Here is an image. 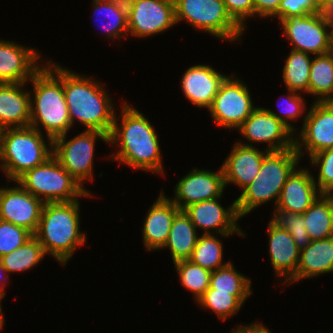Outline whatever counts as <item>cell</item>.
Listing matches in <instances>:
<instances>
[{"mask_svg":"<svg viewBox=\"0 0 333 333\" xmlns=\"http://www.w3.org/2000/svg\"><path fill=\"white\" fill-rule=\"evenodd\" d=\"M122 104L121 123L119 125L115 114L108 136V143L120 146L111 157L130 167L162 174L160 145L154 127L137 109L124 101Z\"/></svg>","mask_w":333,"mask_h":333,"instance_id":"6da1fadb","label":"cell"},{"mask_svg":"<svg viewBox=\"0 0 333 333\" xmlns=\"http://www.w3.org/2000/svg\"><path fill=\"white\" fill-rule=\"evenodd\" d=\"M30 81L34 91V98H30V126L41 132L37 126L40 123L46 130L49 147L52 148V140L67 134L72 127L63 91L62 67L50 60L42 65Z\"/></svg>","mask_w":333,"mask_h":333,"instance_id":"7a4b0ae2","label":"cell"},{"mask_svg":"<svg viewBox=\"0 0 333 333\" xmlns=\"http://www.w3.org/2000/svg\"><path fill=\"white\" fill-rule=\"evenodd\" d=\"M62 85L71 125L78 119L86 130L101 131L109 136L116 112L98 80L62 68Z\"/></svg>","mask_w":333,"mask_h":333,"instance_id":"3957f363","label":"cell"},{"mask_svg":"<svg viewBox=\"0 0 333 333\" xmlns=\"http://www.w3.org/2000/svg\"><path fill=\"white\" fill-rule=\"evenodd\" d=\"M73 202L44 203L39 225L34 237L46 254L52 255L63 265L71 258L74 250L86 241L80 232V206Z\"/></svg>","mask_w":333,"mask_h":333,"instance_id":"277c9868","label":"cell"},{"mask_svg":"<svg viewBox=\"0 0 333 333\" xmlns=\"http://www.w3.org/2000/svg\"><path fill=\"white\" fill-rule=\"evenodd\" d=\"M299 159L295 147L269 152L262 161L258 175L235 200L240 218L271 199H275L277 205L283 186Z\"/></svg>","mask_w":333,"mask_h":333,"instance_id":"5b68a950","label":"cell"},{"mask_svg":"<svg viewBox=\"0 0 333 333\" xmlns=\"http://www.w3.org/2000/svg\"><path fill=\"white\" fill-rule=\"evenodd\" d=\"M53 154L42 132L33 128L16 127L3 129L0 168L7 174V182L16 181L21 175L44 163Z\"/></svg>","mask_w":333,"mask_h":333,"instance_id":"8992f818","label":"cell"},{"mask_svg":"<svg viewBox=\"0 0 333 333\" xmlns=\"http://www.w3.org/2000/svg\"><path fill=\"white\" fill-rule=\"evenodd\" d=\"M15 183L44 203L73 202L79 197L92 196L53 155L44 163L25 172Z\"/></svg>","mask_w":333,"mask_h":333,"instance_id":"52a82bcc","label":"cell"},{"mask_svg":"<svg viewBox=\"0 0 333 333\" xmlns=\"http://www.w3.org/2000/svg\"><path fill=\"white\" fill-rule=\"evenodd\" d=\"M176 23L188 21L196 29L231 42L243 29L228 14L223 0H174Z\"/></svg>","mask_w":333,"mask_h":333,"instance_id":"ba28073f","label":"cell"},{"mask_svg":"<svg viewBox=\"0 0 333 333\" xmlns=\"http://www.w3.org/2000/svg\"><path fill=\"white\" fill-rule=\"evenodd\" d=\"M66 136L64 134L52 140V155L84 187L85 180L93 179L95 140L99 137L108 143V135L97 130H86L68 141Z\"/></svg>","mask_w":333,"mask_h":333,"instance_id":"9c48e42d","label":"cell"},{"mask_svg":"<svg viewBox=\"0 0 333 333\" xmlns=\"http://www.w3.org/2000/svg\"><path fill=\"white\" fill-rule=\"evenodd\" d=\"M283 35L293 44V50L321 55L330 52L332 26L321 13L289 16L279 20Z\"/></svg>","mask_w":333,"mask_h":333,"instance_id":"30bf717a","label":"cell"},{"mask_svg":"<svg viewBox=\"0 0 333 333\" xmlns=\"http://www.w3.org/2000/svg\"><path fill=\"white\" fill-rule=\"evenodd\" d=\"M231 77H226L222 82L209 112L213 121L223 128L238 129L256 106L252 104L247 86L238 78Z\"/></svg>","mask_w":333,"mask_h":333,"instance_id":"8fae6325","label":"cell"},{"mask_svg":"<svg viewBox=\"0 0 333 333\" xmlns=\"http://www.w3.org/2000/svg\"><path fill=\"white\" fill-rule=\"evenodd\" d=\"M126 4L133 36H153L176 24L174 0H126Z\"/></svg>","mask_w":333,"mask_h":333,"instance_id":"7c38bea8","label":"cell"},{"mask_svg":"<svg viewBox=\"0 0 333 333\" xmlns=\"http://www.w3.org/2000/svg\"><path fill=\"white\" fill-rule=\"evenodd\" d=\"M312 104L304 117L299 137L294 139V147L300 157L304 147L309 156L333 147V101Z\"/></svg>","mask_w":333,"mask_h":333,"instance_id":"4fadbf2b","label":"cell"},{"mask_svg":"<svg viewBox=\"0 0 333 333\" xmlns=\"http://www.w3.org/2000/svg\"><path fill=\"white\" fill-rule=\"evenodd\" d=\"M238 130L248 142L268 144L269 152L294 148V133L266 108L256 107Z\"/></svg>","mask_w":333,"mask_h":333,"instance_id":"5bb4252c","label":"cell"},{"mask_svg":"<svg viewBox=\"0 0 333 333\" xmlns=\"http://www.w3.org/2000/svg\"><path fill=\"white\" fill-rule=\"evenodd\" d=\"M44 202L20 185L0 189V220L36 233Z\"/></svg>","mask_w":333,"mask_h":333,"instance_id":"9a60e30c","label":"cell"},{"mask_svg":"<svg viewBox=\"0 0 333 333\" xmlns=\"http://www.w3.org/2000/svg\"><path fill=\"white\" fill-rule=\"evenodd\" d=\"M225 187L222 168L218 172L193 168V171L178 181L174 191L175 197L170 200L183 210L189 205L221 197Z\"/></svg>","mask_w":333,"mask_h":333,"instance_id":"2e32d148","label":"cell"},{"mask_svg":"<svg viewBox=\"0 0 333 333\" xmlns=\"http://www.w3.org/2000/svg\"><path fill=\"white\" fill-rule=\"evenodd\" d=\"M219 198L221 197L189 205L183 211L190 218L196 229H204L203 234H211L210 230L216 229L215 232L224 237H229L233 233L245 236L237 225L240 216L237 212L236 201L225 209L218 202Z\"/></svg>","mask_w":333,"mask_h":333,"instance_id":"e0dca14e","label":"cell"},{"mask_svg":"<svg viewBox=\"0 0 333 333\" xmlns=\"http://www.w3.org/2000/svg\"><path fill=\"white\" fill-rule=\"evenodd\" d=\"M36 50L0 40V83H26L42 67Z\"/></svg>","mask_w":333,"mask_h":333,"instance_id":"ac0fdd59","label":"cell"},{"mask_svg":"<svg viewBox=\"0 0 333 333\" xmlns=\"http://www.w3.org/2000/svg\"><path fill=\"white\" fill-rule=\"evenodd\" d=\"M248 143L238 142L222 164L225 185L234 183L244 189L258 175L262 161L269 151H259Z\"/></svg>","mask_w":333,"mask_h":333,"instance_id":"d6986e66","label":"cell"},{"mask_svg":"<svg viewBox=\"0 0 333 333\" xmlns=\"http://www.w3.org/2000/svg\"><path fill=\"white\" fill-rule=\"evenodd\" d=\"M226 77L209 65H195L185 71L181 87L191 103L209 109Z\"/></svg>","mask_w":333,"mask_h":333,"instance_id":"ffe728a7","label":"cell"},{"mask_svg":"<svg viewBox=\"0 0 333 333\" xmlns=\"http://www.w3.org/2000/svg\"><path fill=\"white\" fill-rule=\"evenodd\" d=\"M313 175L306 169H294L286 180L275 207L303 214L319 197Z\"/></svg>","mask_w":333,"mask_h":333,"instance_id":"44dd1931","label":"cell"},{"mask_svg":"<svg viewBox=\"0 0 333 333\" xmlns=\"http://www.w3.org/2000/svg\"><path fill=\"white\" fill-rule=\"evenodd\" d=\"M181 210L161 191L150 207L143 225V242L148 250L163 249L174 217Z\"/></svg>","mask_w":333,"mask_h":333,"instance_id":"7402d4cb","label":"cell"},{"mask_svg":"<svg viewBox=\"0 0 333 333\" xmlns=\"http://www.w3.org/2000/svg\"><path fill=\"white\" fill-rule=\"evenodd\" d=\"M26 83H0V128L30 126L31 93L23 91Z\"/></svg>","mask_w":333,"mask_h":333,"instance_id":"603a6c76","label":"cell"},{"mask_svg":"<svg viewBox=\"0 0 333 333\" xmlns=\"http://www.w3.org/2000/svg\"><path fill=\"white\" fill-rule=\"evenodd\" d=\"M268 226L271 264L275 275L287 278L284 282L288 283L296 274L300 249L285 229L277 228L271 222Z\"/></svg>","mask_w":333,"mask_h":333,"instance_id":"cb8c5ba5","label":"cell"},{"mask_svg":"<svg viewBox=\"0 0 333 333\" xmlns=\"http://www.w3.org/2000/svg\"><path fill=\"white\" fill-rule=\"evenodd\" d=\"M330 272H333V237L314 240L300 250L296 274L288 283Z\"/></svg>","mask_w":333,"mask_h":333,"instance_id":"d4e9b609","label":"cell"},{"mask_svg":"<svg viewBox=\"0 0 333 333\" xmlns=\"http://www.w3.org/2000/svg\"><path fill=\"white\" fill-rule=\"evenodd\" d=\"M197 229L186 213L181 210L175 217L164 247H169L173 263L188 260L198 240Z\"/></svg>","mask_w":333,"mask_h":333,"instance_id":"484cf974","label":"cell"},{"mask_svg":"<svg viewBox=\"0 0 333 333\" xmlns=\"http://www.w3.org/2000/svg\"><path fill=\"white\" fill-rule=\"evenodd\" d=\"M302 216L312 241L333 237V194H320Z\"/></svg>","mask_w":333,"mask_h":333,"instance_id":"4316f807","label":"cell"},{"mask_svg":"<svg viewBox=\"0 0 333 333\" xmlns=\"http://www.w3.org/2000/svg\"><path fill=\"white\" fill-rule=\"evenodd\" d=\"M309 94L316 95V101H333V54L316 55L312 59L309 76Z\"/></svg>","mask_w":333,"mask_h":333,"instance_id":"83f0119b","label":"cell"},{"mask_svg":"<svg viewBox=\"0 0 333 333\" xmlns=\"http://www.w3.org/2000/svg\"><path fill=\"white\" fill-rule=\"evenodd\" d=\"M251 280L237 272L231 262L211 272L209 288L234 295L242 304L251 295Z\"/></svg>","mask_w":333,"mask_h":333,"instance_id":"f1b7e54d","label":"cell"},{"mask_svg":"<svg viewBox=\"0 0 333 333\" xmlns=\"http://www.w3.org/2000/svg\"><path fill=\"white\" fill-rule=\"evenodd\" d=\"M310 54L291 50L283 67V79L287 90L294 92L309 91V76L312 59ZM311 59V60H310Z\"/></svg>","mask_w":333,"mask_h":333,"instance_id":"f546056e","label":"cell"},{"mask_svg":"<svg viewBox=\"0 0 333 333\" xmlns=\"http://www.w3.org/2000/svg\"><path fill=\"white\" fill-rule=\"evenodd\" d=\"M93 2L94 13H104L103 15L108 17L107 20L109 19V25L107 23L104 25L107 36L109 38H120L124 34L127 36L129 29L126 0H93Z\"/></svg>","mask_w":333,"mask_h":333,"instance_id":"4dcf8cb0","label":"cell"},{"mask_svg":"<svg viewBox=\"0 0 333 333\" xmlns=\"http://www.w3.org/2000/svg\"><path fill=\"white\" fill-rule=\"evenodd\" d=\"M46 255L40 242L33 236L24 245L0 257V262L8 272H22L37 265Z\"/></svg>","mask_w":333,"mask_h":333,"instance_id":"1f68e13d","label":"cell"},{"mask_svg":"<svg viewBox=\"0 0 333 333\" xmlns=\"http://www.w3.org/2000/svg\"><path fill=\"white\" fill-rule=\"evenodd\" d=\"M214 234H202L198 238L194 247L193 254L189 260L200 265L202 268L211 272L227 265L230 261H223V246L221 240L217 239Z\"/></svg>","mask_w":333,"mask_h":333,"instance_id":"d6a6232c","label":"cell"},{"mask_svg":"<svg viewBox=\"0 0 333 333\" xmlns=\"http://www.w3.org/2000/svg\"><path fill=\"white\" fill-rule=\"evenodd\" d=\"M181 284L194 293L196 301L209 288L211 271L202 268L191 260H180L174 263Z\"/></svg>","mask_w":333,"mask_h":333,"instance_id":"836d02e7","label":"cell"},{"mask_svg":"<svg viewBox=\"0 0 333 333\" xmlns=\"http://www.w3.org/2000/svg\"><path fill=\"white\" fill-rule=\"evenodd\" d=\"M272 217L270 222L277 228L285 229L293 237L300 250L312 242L305 228L306 224H304L302 214L276 207Z\"/></svg>","mask_w":333,"mask_h":333,"instance_id":"e575fe53","label":"cell"},{"mask_svg":"<svg viewBox=\"0 0 333 333\" xmlns=\"http://www.w3.org/2000/svg\"><path fill=\"white\" fill-rule=\"evenodd\" d=\"M197 302L200 306L212 310L222 321L237 313L243 305L234 295L216 292L212 288H208Z\"/></svg>","mask_w":333,"mask_h":333,"instance_id":"d590c367","label":"cell"},{"mask_svg":"<svg viewBox=\"0 0 333 333\" xmlns=\"http://www.w3.org/2000/svg\"><path fill=\"white\" fill-rule=\"evenodd\" d=\"M33 236L23 227L0 220V257L24 245Z\"/></svg>","mask_w":333,"mask_h":333,"instance_id":"8d00e7d4","label":"cell"},{"mask_svg":"<svg viewBox=\"0 0 333 333\" xmlns=\"http://www.w3.org/2000/svg\"><path fill=\"white\" fill-rule=\"evenodd\" d=\"M311 163L319 166L318 182L321 194H333V147L310 156Z\"/></svg>","mask_w":333,"mask_h":333,"instance_id":"74e56055","label":"cell"},{"mask_svg":"<svg viewBox=\"0 0 333 333\" xmlns=\"http://www.w3.org/2000/svg\"><path fill=\"white\" fill-rule=\"evenodd\" d=\"M321 9L322 0H281L278 11L273 17L282 20L289 16L320 13Z\"/></svg>","mask_w":333,"mask_h":333,"instance_id":"f35d334b","label":"cell"},{"mask_svg":"<svg viewBox=\"0 0 333 333\" xmlns=\"http://www.w3.org/2000/svg\"><path fill=\"white\" fill-rule=\"evenodd\" d=\"M289 95H287L286 99V104H285V110L282 111L281 110V115L275 113L274 111L267 109L272 115H274L276 118H278V120L282 121L284 123V125H286L292 132H294L295 128L288 123V119H293L296 120V118L298 119V117L302 116L301 114H303L304 112V108L305 106V102H304V98H302L300 95L296 94L297 92L291 91L289 90Z\"/></svg>","mask_w":333,"mask_h":333,"instance_id":"ab89813d","label":"cell"},{"mask_svg":"<svg viewBox=\"0 0 333 333\" xmlns=\"http://www.w3.org/2000/svg\"><path fill=\"white\" fill-rule=\"evenodd\" d=\"M231 18L244 30L247 17L255 15L254 0H223Z\"/></svg>","mask_w":333,"mask_h":333,"instance_id":"60d3db41","label":"cell"},{"mask_svg":"<svg viewBox=\"0 0 333 333\" xmlns=\"http://www.w3.org/2000/svg\"><path fill=\"white\" fill-rule=\"evenodd\" d=\"M281 0H254L255 15L259 17L273 16L280 6Z\"/></svg>","mask_w":333,"mask_h":333,"instance_id":"b9f144b4","label":"cell"},{"mask_svg":"<svg viewBox=\"0 0 333 333\" xmlns=\"http://www.w3.org/2000/svg\"><path fill=\"white\" fill-rule=\"evenodd\" d=\"M232 333H271L267 327L263 326L260 323H254L249 326H238L237 329H233Z\"/></svg>","mask_w":333,"mask_h":333,"instance_id":"7bdbcfd3","label":"cell"},{"mask_svg":"<svg viewBox=\"0 0 333 333\" xmlns=\"http://www.w3.org/2000/svg\"><path fill=\"white\" fill-rule=\"evenodd\" d=\"M320 13L333 26V0H322Z\"/></svg>","mask_w":333,"mask_h":333,"instance_id":"ee69618b","label":"cell"},{"mask_svg":"<svg viewBox=\"0 0 333 333\" xmlns=\"http://www.w3.org/2000/svg\"><path fill=\"white\" fill-rule=\"evenodd\" d=\"M0 271H1V273L2 272H4L5 274L7 273V271H6V269L4 268V266L2 265V263L0 262ZM2 276H0V278H1ZM1 285H3V287H4V285L5 284H3V283H1L0 284V295H5V292L3 291V290H5Z\"/></svg>","mask_w":333,"mask_h":333,"instance_id":"f6af8a7d","label":"cell"},{"mask_svg":"<svg viewBox=\"0 0 333 333\" xmlns=\"http://www.w3.org/2000/svg\"><path fill=\"white\" fill-rule=\"evenodd\" d=\"M5 295H0V330L1 328H3V322H4V319H3V315H2V306H1V299H3Z\"/></svg>","mask_w":333,"mask_h":333,"instance_id":"bcb514c9","label":"cell"},{"mask_svg":"<svg viewBox=\"0 0 333 333\" xmlns=\"http://www.w3.org/2000/svg\"><path fill=\"white\" fill-rule=\"evenodd\" d=\"M2 136H3V129L0 128V160L2 155Z\"/></svg>","mask_w":333,"mask_h":333,"instance_id":"7dc6e473","label":"cell"},{"mask_svg":"<svg viewBox=\"0 0 333 333\" xmlns=\"http://www.w3.org/2000/svg\"><path fill=\"white\" fill-rule=\"evenodd\" d=\"M330 52L333 54V26L331 27Z\"/></svg>","mask_w":333,"mask_h":333,"instance_id":"c3c4849f","label":"cell"}]
</instances>
